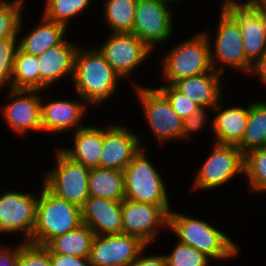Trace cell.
<instances>
[{"label":"cell","mask_w":266,"mask_h":266,"mask_svg":"<svg viewBox=\"0 0 266 266\" xmlns=\"http://www.w3.org/2000/svg\"><path fill=\"white\" fill-rule=\"evenodd\" d=\"M122 78L93 46L77 49L75 54L74 76L72 87L89 106L105 105L119 91L118 84Z\"/></svg>","instance_id":"cell-1"},{"label":"cell","mask_w":266,"mask_h":266,"mask_svg":"<svg viewBox=\"0 0 266 266\" xmlns=\"http://www.w3.org/2000/svg\"><path fill=\"white\" fill-rule=\"evenodd\" d=\"M177 241L209 257L218 264L238 257L240 248L225 231L219 230L211 222L172 210L168 213V229Z\"/></svg>","instance_id":"cell-2"},{"label":"cell","mask_w":266,"mask_h":266,"mask_svg":"<svg viewBox=\"0 0 266 266\" xmlns=\"http://www.w3.org/2000/svg\"><path fill=\"white\" fill-rule=\"evenodd\" d=\"M148 154L147 148H141L124 169L125 199L159 206L168 214L172 202L166 180Z\"/></svg>","instance_id":"cell-3"},{"label":"cell","mask_w":266,"mask_h":266,"mask_svg":"<svg viewBox=\"0 0 266 266\" xmlns=\"http://www.w3.org/2000/svg\"><path fill=\"white\" fill-rule=\"evenodd\" d=\"M160 59V77L165 84L191 76L210 72L213 68L210 60V45L206 35L197 31L185 40L175 43ZM162 75V76H161Z\"/></svg>","instance_id":"cell-4"},{"label":"cell","mask_w":266,"mask_h":266,"mask_svg":"<svg viewBox=\"0 0 266 266\" xmlns=\"http://www.w3.org/2000/svg\"><path fill=\"white\" fill-rule=\"evenodd\" d=\"M35 224L29 243L46 246L52 239L76 229L82 222L81 208L40 185Z\"/></svg>","instance_id":"cell-5"},{"label":"cell","mask_w":266,"mask_h":266,"mask_svg":"<svg viewBox=\"0 0 266 266\" xmlns=\"http://www.w3.org/2000/svg\"><path fill=\"white\" fill-rule=\"evenodd\" d=\"M219 11L215 36L210 35V30L203 32L210 45L212 68L222 75H226L229 68L234 70L233 73L242 71L243 75H248L253 64L246 58L241 29L222 7Z\"/></svg>","instance_id":"cell-6"},{"label":"cell","mask_w":266,"mask_h":266,"mask_svg":"<svg viewBox=\"0 0 266 266\" xmlns=\"http://www.w3.org/2000/svg\"><path fill=\"white\" fill-rule=\"evenodd\" d=\"M132 83L143 119L159 146L181 141L182 119L174 112L166 97L156 87Z\"/></svg>","instance_id":"cell-7"},{"label":"cell","mask_w":266,"mask_h":266,"mask_svg":"<svg viewBox=\"0 0 266 266\" xmlns=\"http://www.w3.org/2000/svg\"><path fill=\"white\" fill-rule=\"evenodd\" d=\"M54 151L55 167L53 166L50 171L48 169V172L43 171L41 184L57 197L81 208L90 197L88 186L90 168L70 159L58 146Z\"/></svg>","instance_id":"cell-8"},{"label":"cell","mask_w":266,"mask_h":266,"mask_svg":"<svg viewBox=\"0 0 266 266\" xmlns=\"http://www.w3.org/2000/svg\"><path fill=\"white\" fill-rule=\"evenodd\" d=\"M211 151L193 178L191 191L211 192L224 187L236 176L244 175V155L236 145L211 144Z\"/></svg>","instance_id":"cell-9"},{"label":"cell","mask_w":266,"mask_h":266,"mask_svg":"<svg viewBox=\"0 0 266 266\" xmlns=\"http://www.w3.org/2000/svg\"><path fill=\"white\" fill-rule=\"evenodd\" d=\"M171 4L162 0H138L132 32L153 52L175 36L176 18Z\"/></svg>","instance_id":"cell-10"},{"label":"cell","mask_w":266,"mask_h":266,"mask_svg":"<svg viewBox=\"0 0 266 266\" xmlns=\"http://www.w3.org/2000/svg\"><path fill=\"white\" fill-rule=\"evenodd\" d=\"M220 6L239 25L246 58L254 64L266 53V13L257 0H222Z\"/></svg>","instance_id":"cell-11"},{"label":"cell","mask_w":266,"mask_h":266,"mask_svg":"<svg viewBox=\"0 0 266 266\" xmlns=\"http://www.w3.org/2000/svg\"><path fill=\"white\" fill-rule=\"evenodd\" d=\"M103 44L94 45L111 65L114 71L124 80L130 81L133 72L137 73L141 65L155 54L143 41L133 33L111 32ZM127 78V79H126Z\"/></svg>","instance_id":"cell-12"},{"label":"cell","mask_w":266,"mask_h":266,"mask_svg":"<svg viewBox=\"0 0 266 266\" xmlns=\"http://www.w3.org/2000/svg\"><path fill=\"white\" fill-rule=\"evenodd\" d=\"M7 91L5 103L0 105V114L9 131L21 138H25L29 132L42 133L40 112L43 91L12 88Z\"/></svg>","instance_id":"cell-13"},{"label":"cell","mask_w":266,"mask_h":266,"mask_svg":"<svg viewBox=\"0 0 266 266\" xmlns=\"http://www.w3.org/2000/svg\"><path fill=\"white\" fill-rule=\"evenodd\" d=\"M34 193L10 188L0 193V235L20 233L23 242L31 241L39 191Z\"/></svg>","instance_id":"cell-14"},{"label":"cell","mask_w":266,"mask_h":266,"mask_svg":"<svg viewBox=\"0 0 266 266\" xmlns=\"http://www.w3.org/2000/svg\"><path fill=\"white\" fill-rule=\"evenodd\" d=\"M41 94V125L42 133L52 134H65V132H75L77 129L83 128L85 115L87 116L88 108L91 107L75 93V99H66L52 97L48 99L49 94ZM47 96V97H43ZM88 107V108H87ZM87 110V111H86Z\"/></svg>","instance_id":"cell-15"},{"label":"cell","mask_w":266,"mask_h":266,"mask_svg":"<svg viewBox=\"0 0 266 266\" xmlns=\"http://www.w3.org/2000/svg\"><path fill=\"white\" fill-rule=\"evenodd\" d=\"M147 246L141 238L125 233L95 235L88 258L92 266H131Z\"/></svg>","instance_id":"cell-16"},{"label":"cell","mask_w":266,"mask_h":266,"mask_svg":"<svg viewBox=\"0 0 266 266\" xmlns=\"http://www.w3.org/2000/svg\"><path fill=\"white\" fill-rule=\"evenodd\" d=\"M122 216V233L137 236L148 245H153L163 229H168V214L152 204L123 199Z\"/></svg>","instance_id":"cell-17"},{"label":"cell","mask_w":266,"mask_h":266,"mask_svg":"<svg viewBox=\"0 0 266 266\" xmlns=\"http://www.w3.org/2000/svg\"><path fill=\"white\" fill-rule=\"evenodd\" d=\"M104 126L100 167L124 171L139 150L148 146L143 145L142 137L125 124L114 123Z\"/></svg>","instance_id":"cell-18"},{"label":"cell","mask_w":266,"mask_h":266,"mask_svg":"<svg viewBox=\"0 0 266 266\" xmlns=\"http://www.w3.org/2000/svg\"><path fill=\"white\" fill-rule=\"evenodd\" d=\"M78 42L65 39L38 56L40 91L51 90L52 86L55 87L56 83L62 82L66 77L72 83L75 54L80 45V41Z\"/></svg>","instance_id":"cell-19"},{"label":"cell","mask_w":266,"mask_h":266,"mask_svg":"<svg viewBox=\"0 0 266 266\" xmlns=\"http://www.w3.org/2000/svg\"><path fill=\"white\" fill-rule=\"evenodd\" d=\"M81 214L83 224L95 235L122 233V201L90 196L81 207Z\"/></svg>","instance_id":"cell-20"},{"label":"cell","mask_w":266,"mask_h":266,"mask_svg":"<svg viewBox=\"0 0 266 266\" xmlns=\"http://www.w3.org/2000/svg\"><path fill=\"white\" fill-rule=\"evenodd\" d=\"M213 108V118L211 119V132L214 143L238 145L245 133L248 122L249 105H230L223 107L222 101Z\"/></svg>","instance_id":"cell-21"},{"label":"cell","mask_w":266,"mask_h":266,"mask_svg":"<svg viewBox=\"0 0 266 266\" xmlns=\"http://www.w3.org/2000/svg\"><path fill=\"white\" fill-rule=\"evenodd\" d=\"M40 16V23H38V25L36 24L35 27L33 26L32 29H29L26 33L24 25L27 24H24L25 18L22 17L17 34L18 47L22 51L35 56H39L49 48L61 44L66 37L69 38L66 34H68L67 31L70 29L65 25L48 20L42 14Z\"/></svg>","instance_id":"cell-22"},{"label":"cell","mask_w":266,"mask_h":266,"mask_svg":"<svg viewBox=\"0 0 266 266\" xmlns=\"http://www.w3.org/2000/svg\"><path fill=\"white\" fill-rule=\"evenodd\" d=\"M224 75L212 69L203 73L176 81L173 86L200 107L213 109L222 99L224 86L228 79L222 81Z\"/></svg>","instance_id":"cell-23"},{"label":"cell","mask_w":266,"mask_h":266,"mask_svg":"<svg viewBox=\"0 0 266 266\" xmlns=\"http://www.w3.org/2000/svg\"><path fill=\"white\" fill-rule=\"evenodd\" d=\"M103 125H86L72 132L70 147L58 148L70 159L88 168L100 167V154L103 149Z\"/></svg>","instance_id":"cell-24"},{"label":"cell","mask_w":266,"mask_h":266,"mask_svg":"<svg viewBox=\"0 0 266 266\" xmlns=\"http://www.w3.org/2000/svg\"><path fill=\"white\" fill-rule=\"evenodd\" d=\"M88 186L90 196L113 201L125 199L124 172L121 170L90 168Z\"/></svg>","instance_id":"cell-25"},{"label":"cell","mask_w":266,"mask_h":266,"mask_svg":"<svg viewBox=\"0 0 266 266\" xmlns=\"http://www.w3.org/2000/svg\"><path fill=\"white\" fill-rule=\"evenodd\" d=\"M94 231L86 224L52 239L45 247L49 253L88 258L94 239Z\"/></svg>","instance_id":"cell-26"},{"label":"cell","mask_w":266,"mask_h":266,"mask_svg":"<svg viewBox=\"0 0 266 266\" xmlns=\"http://www.w3.org/2000/svg\"><path fill=\"white\" fill-rule=\"evenodd\" d=\"M237 147L243 155L266 147V99L249 103L247 126Z\"/></svg>","instance_id":"cell-27"},{"label":"cell","mask_w":266,"mask_h":266,"mask_svg":"<svg viewBox=\"0 0 266 266\" xmlns=\"http://www.w3.org/2000/svg\"><path fill=\"white\" fill-rule=\"evenodd\" d=\"M103 21L109 32L131 33L138 0H104Z\"/></svg>","instance_id":"cell-28"},{"label":"cell","mask_w":266,"mask_h":266,"mask_svg":"<svg viewBox=\"0 0 266 266\" xmlns=\"http://www.w3.org/2000/svg\"><path fill=\"white\" fill-rule=\"evenodd\" d=\"M12 89L40 90L38 56L17 49L12 74Z\"/></svg>","instance_id":"cell-29"},{"label":"cell","mask_w":266,"mask_h":266,"mask_svg":"<svg viewBox=\"0 0 266 266\" xmlns=\"http://www.w3.org/2000/svg\"><path fill=\"white\" fill-rule=\"evenodd\" d=\"M45 3L43 12L45 18L56 23L65 25L68 29L71 26V21H74L82 13L88 14V9L91 8L93 0H44ZM91 4V5H90Z\"/></svg>","instance_id":"cell-30"},{"label":"cell","mask_w":266,"mask_h":266,"mask_svg":"<svg viewBox=\"0 0 266 266\" xmlns=\"http://www.w3.org/2000/svg\"><path fill=\"white\" fill-rule=\"evenodd\" d=\"M248 191L266 193V147L255 149L244 155V175Z\"/></svg>","instance_id":"cell-31"},{"label":"cell","mask_w":266,"mask_h":266,"mask_svg":"<svg viewBox=\"0 0 266 266\" xmlns=\"http://www.w3.org/2000/svg\"><path fill=\"white\" fill-rule=\"evenodd\" d=\"M27 0H0V40L17 36Z\"/></svg>","instance_id":"cell-32"},{"label":"cell","mask_w":266,"mask_h":266,"mask_svg":"<svg viewBox=\"0 0 266 266\" xmlns=\"http://www.w3.org/2000/svg\"><path fill=\"white\" fill-rule=\"evenodd\" d=\"M170 250L168 254L164 253L166 266H210L212 263L205 254L179 241Z\"/></svg>","instance_id":"cell-33"},{"label":"cell","mask_w":266,"mask_h":266,"mask_svg":"<svg viewBox=\"0 0 266 266\" xmlns=\"http://www.w3.org/2000/svg\"><path fill=\"white\" fill-rule=\"evenodd\" d=\"M18 49V37L0 40V93L12 88V74L15 55Z\"/></svg>","instance_id":"cell-34"},{"label":"cell","mask_w":266,"mask_h":266,"mask_svg":"<svg viewBox=\"0 0 266 266\" xmlns=\"http://www.w3.org/2000/svg\"><path fill=\"white\" fill-rule=\"evenodd\" d=\"M171 104L174 112L182 119L189 117L200 106L178 91L171 84L159 85L157 88Z\"/></svg>","instance_id":"cell-35"},{"label":"cell","mask_w":266,"mask_h":266,"mask_svg":"<svg viewBox=\"0 0 266 266\" xmlns=\"http://www.w3.org/2000/svg\"><path fill=\"white\" fill-rule=\"evenodd\" d=\"M18 266H52L49 250L45 246L24 242L19 247Z\"/></svg>","instance_id":"cell-36"},{"label":"cell","mask_w":266,"mask_h":266,"mask_svg":"<svg viewBox=\"0 0 266 266\" xmlns=\"http://www.w3.org/2000/svg\"><path fill=\"white\" fill-rule=\"evenodd\" d=\"M213 109L200 107L194 111L189 117L182 120L181 141L190 140L193 134L203 132L212 116ZM210 113V114H209Z\"/></svg>","instance_id":"cell-37"},{"label":"cell","mask_w":266,"mask_h":266,"mask_svg":"<svg viewBox=\"0 0 266 266\" xmlns=\"http://www.w3.org/2000/svg\"><path fill=\"white\" fill-rule=\"evenodd\" d=\"M0 240V266H18L19 247L24 243L7 245L5 241ZM11 246V247H10Z\"/></svg>","instance_id":"cell-38"},{"label":"cell","mask_w":266,"mask_h":266,"mask_svg":"<svg viewBox=\"0 0 266 266\" xmlns=\"http://www.w3.org/2000/svg\"><path fill=\"white\" fill-rule=\"evenodd\" d=\"M52 266H92L89 258L64 255L59 253H49Z\"/></svg>","instance_id":"cell-39"},{"label":"cell","mask_w":266,"mask_h":266,"mask_svg":"<svg viewBox=\"0 0 266 266\" xmlns=\"http://www.w3.org/2000/svg\"><path fill=\"white\" fill-rule=\"evenodd\" d=\"M151 245H148L137 257L136 261L131 266H166V259L164 254L150 253L149 249ZM146 252V253H145ZM151 255H149V254ZM147 254V255H146Z\"/></svg>","instance_id":"cell-40"},{"label":"cell","mask_w":266,"mask_h":266,"mask_svg":"<svg viewBox=\"0 0 266 266\" xmlns=\"http://www.w3.org/2000/svg\"><path fill=\"white\" fill-rule=\"evenodd\" d=\"M248 76L259 78L260 84L266 86V53L262 55L253 65Z\"/></svg>","instance_id":"cell-41"},{"label":"cell","mask_w":266,"mask_h":266,"mask_svg":"<svg viewBox=\"0 0 266 266\" xmlns=\"http://www.w3.org/2000/svg\"><path fill=\"white\" fill-rule=\"evenodd\" d=\"M262 8V11L266 13V0H257Z\"/></svg>","instance_id":"cell-42"},{"label":"cell","mask_w":266,"mask_h":266,"mask_svg":"<svg viewBox=\"0 0 266 266\" xmlns=\"http://www.w3.org/2000/svg\"><path fill=\"white\" fill-rule=\"evenodd\" d=\"M162 1H165L171 5H175V3L178 5V2L181 3V0H162Z\"/></svg>","instance_id":"cell-43"}]
</instances>
